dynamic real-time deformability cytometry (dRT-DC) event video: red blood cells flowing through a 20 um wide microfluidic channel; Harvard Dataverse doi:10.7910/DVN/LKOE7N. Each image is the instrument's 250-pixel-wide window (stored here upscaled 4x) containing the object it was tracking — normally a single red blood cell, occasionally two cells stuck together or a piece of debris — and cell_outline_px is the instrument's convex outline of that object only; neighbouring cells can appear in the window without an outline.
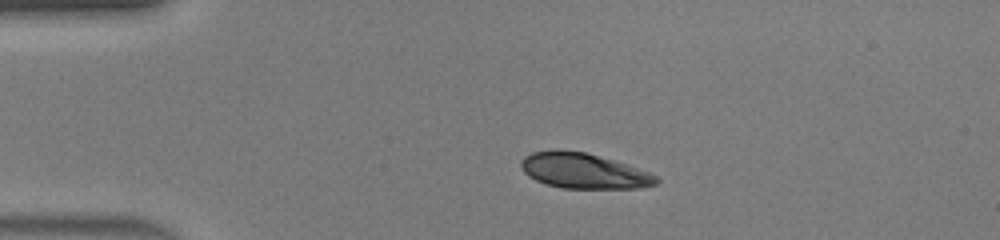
{"species": "human", "species_latin": "Homo sapiens", "temperature_condition": "warm", "stored_images_in_passage": 39, "camera_frame_rate_fps": 3000, "um_per_image_px": 0.085, "donor": {"sex": "male"}, "frame": {"image": 1, "passage_image": 1, "time_ms": 0.0, "image_size_px": [1000, 240], "cell_outline_px": [[660, 180], [656, 184], [640, 188], [560, 188], [536, 180], [528, 176], [520, 168], [520, 160], [524, 156], [532, 152], [552, 148], [556, 148], [588, 152], [648, 172], [656, 176]], "centroid_in_image_um": [49.54, 14.5], "position_along_channel_um": 35.5, "area_um2": 28.03}}
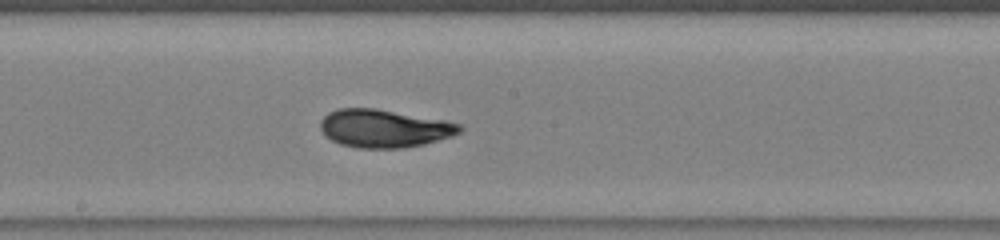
{"frame": {"image": 2, "passage_image": 17, "time_ms": 5.333, "image_size_px": [1000, 240], "cell_outline_px": [[464, 128], [460, 132], [452, 136], [424, 144], [404, 148], [360, 148], [340, 144], [332, 140], [320, 128], [320, 120], [328, 112], [336, 108], [376, 108], [448, 120], [460, 124]], "centroid_in_image_um": [32.68, 10.9], "position_along_channel_um": 215.5, "area_um2": 31.1}}
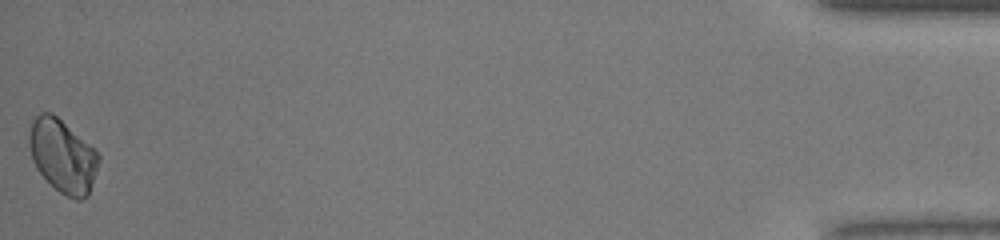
{"frame": {"image": 3, "passage_image": 39, "time_ms": 12.667, "image_size_px": [1000, 240], "cell_outline_px": [[100, 160], [88, 196], [80, 200], [76, 200], [60, 192], [36, 168], [32, 160], [28, 144], [28, 132], [32, 116], [40, 112], [52, 112], [88, 144], [100, 156]], "centroid_in_image_um": [5.28, 13.23], "position_along_channel_um": 429.9, "area_um2": 29.48}, "authors_computed_cell_mechanics": {"area_um2": 29.6514, "velocity_mm_per_s": 4.2372, "shape_relaxation_time_tau1_ms": 3.8985, "shape_relaxation_time_tau2_ms": null, "deformation_change_tau1": 0.1393, "deformation_change_tau2": null}}